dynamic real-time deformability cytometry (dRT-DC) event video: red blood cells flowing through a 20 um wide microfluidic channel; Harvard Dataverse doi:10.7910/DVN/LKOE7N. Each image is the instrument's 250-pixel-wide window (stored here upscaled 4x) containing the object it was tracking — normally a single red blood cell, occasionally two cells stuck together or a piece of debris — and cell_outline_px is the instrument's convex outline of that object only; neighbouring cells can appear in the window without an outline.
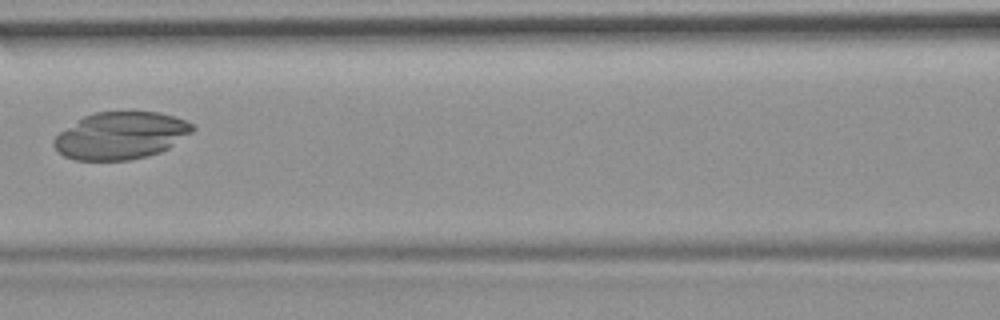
{"species": "common noctule bat (a hibernating species)", "species_latin": "Nyctalus noctula", "temperature_condition": "room temperature", "stored_images_in_passage": 7, "camera_frame_rate_fps": 3000, "um_per_image_px": 0.085, "animal": {"sex": "female", "body_mass_g": 19.9}, "frame": {"image": 1, "passage_image": 4, "time_ms": 1.0, "image_size_px": [1000, 320], "cell_outline_px": [[196, 128], [192, 132], [168, 148], [160, 152], [148, 156], [128, 160], [76, 160], [64, 156], [52, 144], [52, 140], [60, 132], [84, 116], [96, 112], [160, 112], [176, 116], [192, 124]], "centroid_in_image_um": [10.28, 11.52], "position_along_channel_um": 156.3, "area_um2": 37.97}}
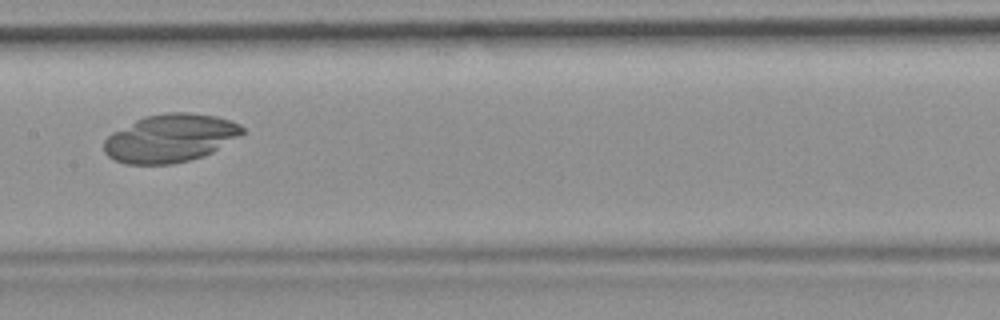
{"frame": {"image": 2, "passage_image": 5, "time_ms": 1.333, "image_size_px": [1000, 320], "cell_outline_px": [[244, 132], [240, 136], [212, 152], [204, 156], [172, 164], [124, 164], [108, 156], [104, 152], [104, 140], [112, 132], [144, 116], [164, 112], [188, 112], [216, 116], [232, 120], [240, 124], [244, 128]], "centroid_in_image_um": [14.48, 11.74], "position_along_channel_um": 192.9, "area_um2": 38.9}}
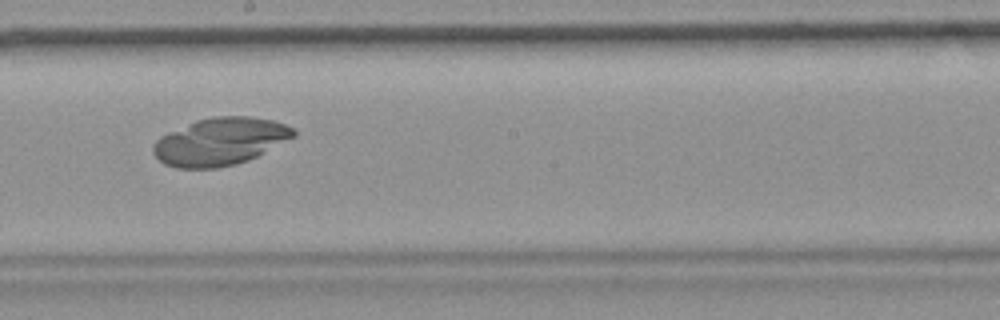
{"frame": {"image": 3, "passage_image": 6, "time_ms": 1.667, "image_size_px": [1000, 320], "cell_outline_px": [[296, 136], [248, 160], [236, 164], [216, 168], [176, 168], [164, 164], [152, 152], [152, 144], [160, 136], [168, 132], [196, 120], [216, 116], [248, 116], [276, 120], [292, 128], [296, 132]], "centroid_in_image_um": [18.69, 12.02], "position_along_channel_um": 229.5, "area_um2": 38.84}}